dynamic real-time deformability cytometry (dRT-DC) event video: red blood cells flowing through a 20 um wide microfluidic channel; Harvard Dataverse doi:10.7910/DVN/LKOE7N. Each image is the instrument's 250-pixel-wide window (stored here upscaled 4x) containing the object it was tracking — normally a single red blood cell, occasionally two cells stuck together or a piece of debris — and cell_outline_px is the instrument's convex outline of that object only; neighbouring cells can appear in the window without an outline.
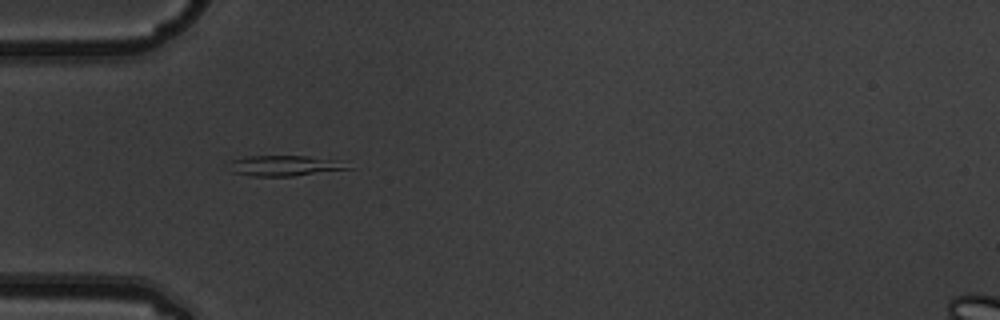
{"species": "common noctule bat (a hibernating species)", "species_latin": "Nyctalus noctula", "temperature_condition": "warm", "stored_images_in_passage": 7, "camera_frame_rate_fps": 3000, "um_per_image_px": 0.085, "animal": {"sex": "male", "body_mass_g": 19.5, "forearm_length_mm": 54.6}, "frame": {"image": 1, "passage_image": 6, "time_ms": 1.667, "image_size_px": [1000, 320], "cell_outline_px": [[352, 168], [292, 176], [252, 176], [232, 172], [232, 160], [248, 156], [304, 156], [344, 160]], "centroid_in_image_um": [24.28, 14.08], "position_along_channel_um": 60.7, "area_um2": 14.05}}
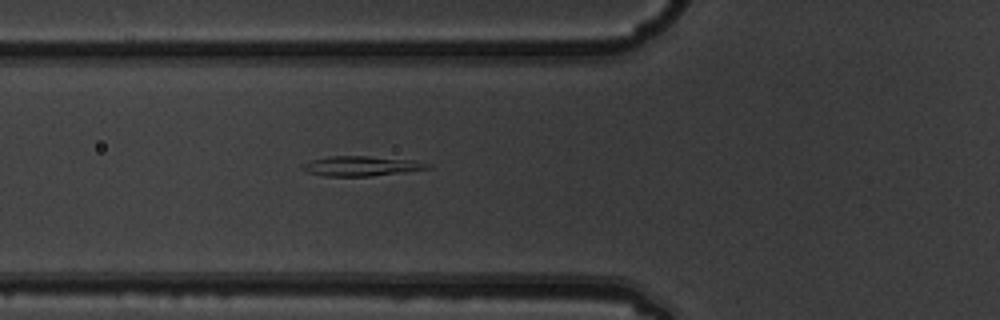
{"frame": {"image": 2, "passage_image": 7, "time_ms": 2.0, "image_size_px": [1000, 320], "cell_outline_px": [[432, 168], [404, 172], [372, 176], [324, 176], [308, 172], [300, 168], [300, 164], [308, 160], [328, 156], [368, 156], [416, 160], [432, 164]], "centroid_in_image_um": [30.7, 14.1], "position_along_channel_um": 95.1, "area_um2": 14.8}}